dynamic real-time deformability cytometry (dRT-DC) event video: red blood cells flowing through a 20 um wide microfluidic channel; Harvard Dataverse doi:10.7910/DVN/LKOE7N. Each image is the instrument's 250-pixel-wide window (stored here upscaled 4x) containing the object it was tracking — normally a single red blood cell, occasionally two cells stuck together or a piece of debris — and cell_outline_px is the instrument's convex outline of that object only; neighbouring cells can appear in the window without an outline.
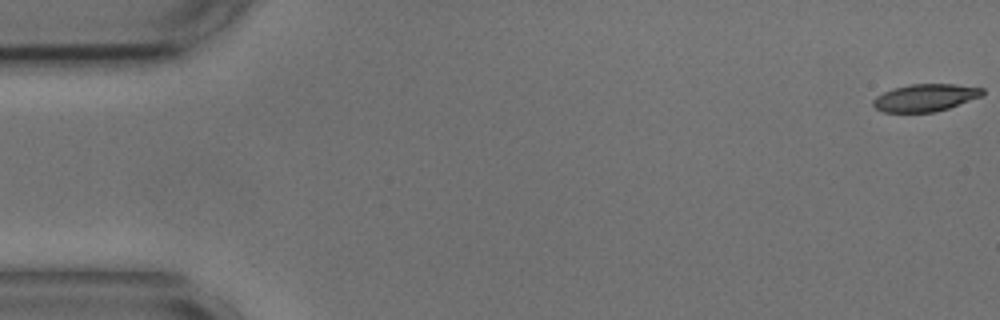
{"species": "common noctule bat (a hibernating species)", "species_latin": "Nyctalus noctula", "temperature_condition": "cold", "stored_images_in_passage": 8, "camera_frame_rate_fps": 3000, "um_per_image_px": 0.085, "animal": {"sex": "male", "body_mass_g": 17.9, "forearm_length_mm": 54.2}, "frame": {"image": 1, "passage_image": 1, "time_ms": 0.0, "image_size_px": [1000, 320], "cell_outline_px": [[984, 96], [936, 112], [884, 112], [876, 108], [872, 104], [872, 100], [876, 96], [892, 88], [908, 84], [956, 84], [984, 88]], "centroid_in_image_um": [78.67, 8.29], "position_along_channel_um": 6.3, "area_um2": 17.63}}